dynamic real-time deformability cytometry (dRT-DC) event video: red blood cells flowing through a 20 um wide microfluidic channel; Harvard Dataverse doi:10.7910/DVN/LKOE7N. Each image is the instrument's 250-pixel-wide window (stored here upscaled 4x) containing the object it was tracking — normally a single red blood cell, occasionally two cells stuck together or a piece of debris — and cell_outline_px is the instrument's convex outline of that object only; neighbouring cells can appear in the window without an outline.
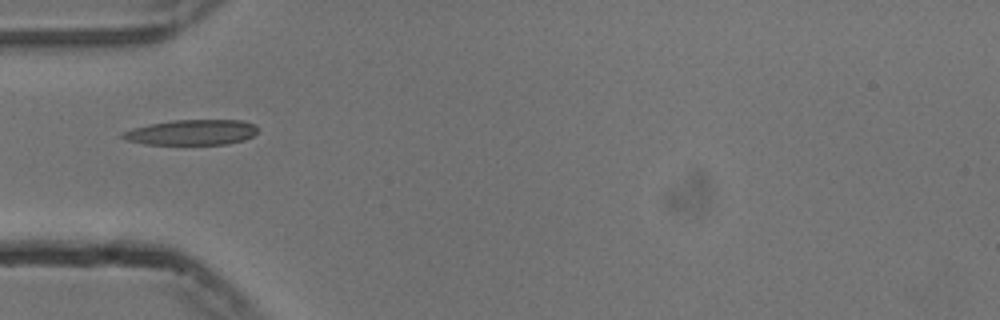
{"species": "common noctule bat (a hibernating species)", "species_latin": "Nyctalus noctula", "temperature_condition": "cold", "stored_images_in_passage": 38, "camera_frame_rate_fps": 3000, "um_per_image_px": 0.085, "animal": {"sex": "male", "body_mass_g": 13.3}, "frame": {"image": 1, "passage_image": 1, "time_ms": 0.0, "image_size_px": [1000, 320], "cell_outline_px": [[256, 132], [252, 136], [244, 140], [228, 144], [144, 144], [128, 140], [120, 136], [120, 132], [132, 128], [148, 124], [172, 120], [244, 120], [256, 124]], "centroid_in_image_um": [16.28, 11.24], "position_along_channel_um": 68.7, "area_um2": 20.06}}
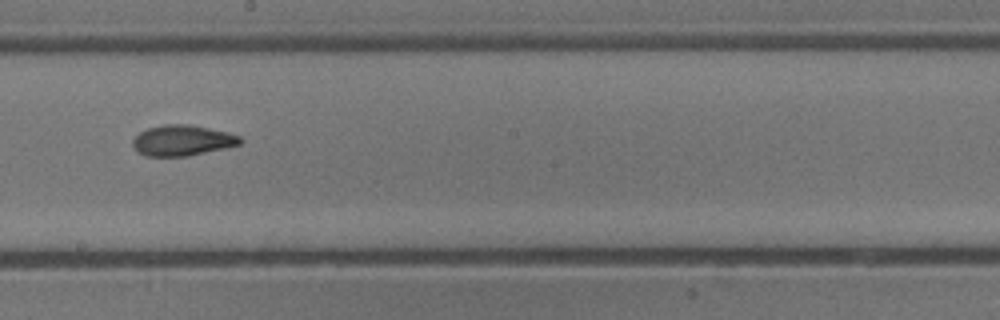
{"frame": {"image": 2, "passage_image": 14, "time_ms": 4.333, "image_size_px": [1000, 320], "cell_outline_px": [[244, 140], [240, 144], [224, 148], [188, 156], [144, 156], [136, 152], [132, 144], [132, 140], [140, 132], [148, 128], [164, 124], [188, 124], [228, 132], [240, 136]], "centroid_in_image_um": [15.48, 11.94], "position_along_channel_um": 232.7, "area_um2": 19.25}}
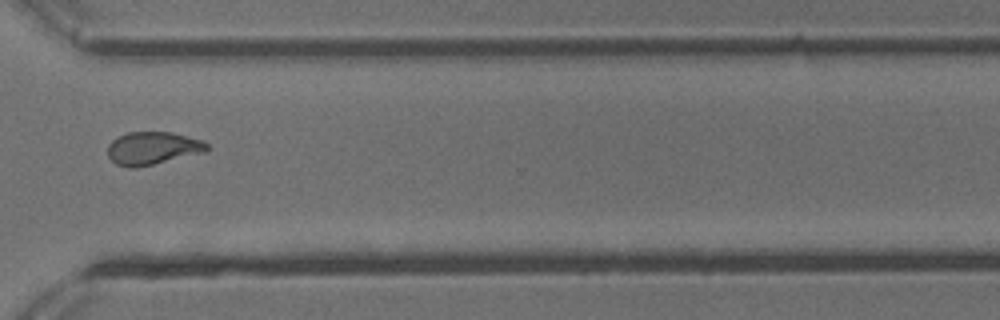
{"frame": {"image": 3, "passage_image": 24, "time_ms": 7.667, "image_size_px": [1000, 320], "cell_outline_px": [[208, 152], [136, 168], [128, 168], [116, 164], [108, 156], [108, 144], [116, 136], [128, 132], [172, 132], [204, 140], [208, 144]], "centroid_in_image_um": [13.0, 12.6], "position_along_channel_um": 357.6, "area_um2": 19.36}, "authors_computed_cell_mechanics": {"area_um2": 19.1607, "velocity_mm_per_s": 3.7575, "shape_relaxation_time_tau1_ms": 4.9377, "shape_relaxation_time_tau2_ms": 2.7082, "deformation_change_tau1": 0.1811, "deformation_change_tau2": 0.0973}}